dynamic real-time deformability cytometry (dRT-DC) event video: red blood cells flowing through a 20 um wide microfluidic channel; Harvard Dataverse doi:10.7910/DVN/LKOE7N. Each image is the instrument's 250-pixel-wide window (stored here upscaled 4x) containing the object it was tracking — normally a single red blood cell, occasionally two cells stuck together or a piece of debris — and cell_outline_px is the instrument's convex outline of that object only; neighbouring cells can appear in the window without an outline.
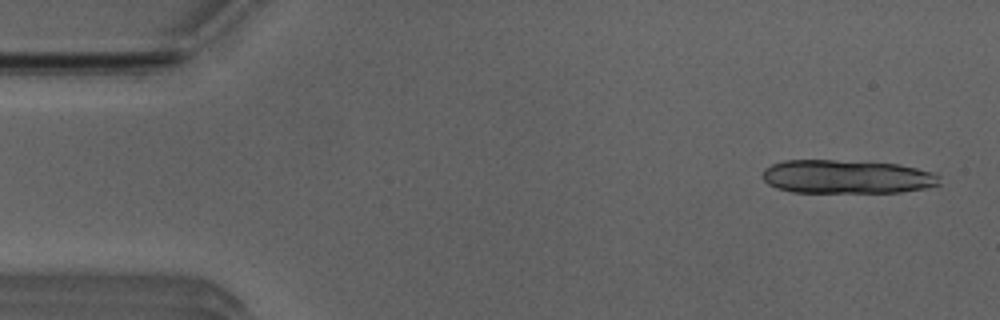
{"species": "Egyptian fruit bat (a non-hibernating species)", "species_latin": "Rousettus aegyptiacus", "temperature_condition": "room temperature", "stored_images_in_passage": 11, "camera_frame_rate_fps": 3000, "um_per_image_px": 0.085, "animal": {"sex": "male"}, "frame": {"image": 1, "passage_image": 1, "time_ms": 0.0, "image_size_px": [1000, 320], "cell_outline_px": [[940, 184], [928, 188], [900, 192], [792, 192], [776, 188], [768, 184], [764, 180], [764, 168], [772, 164], [784, 160], [836, 160], [900, 164], [936, 172]], "centroid_in_image_um": [72.0, 15.02], "position_along_channel_um": 13.0, "area_um2": 34.85}}